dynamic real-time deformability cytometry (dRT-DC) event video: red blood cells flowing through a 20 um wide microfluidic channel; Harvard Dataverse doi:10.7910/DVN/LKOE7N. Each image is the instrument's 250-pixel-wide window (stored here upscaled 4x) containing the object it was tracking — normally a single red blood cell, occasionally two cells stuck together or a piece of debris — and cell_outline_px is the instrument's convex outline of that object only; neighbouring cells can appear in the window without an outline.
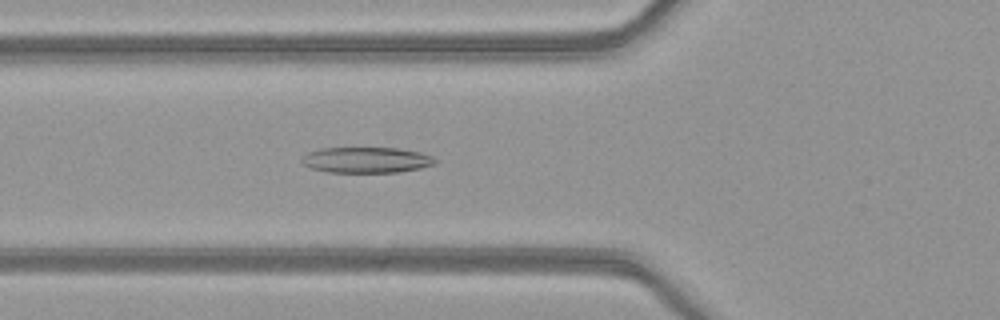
{"species": "common noctule bat (a hibernating species)", "species_latin": "Nyctalus noctula", "temperature_condition": "warm", "stored_images_in_passage": 48, "camera_frame_rate_fps": 3000, "um_per_image_px": 0.085, "animal": {"sex": "female", "body_mass_g": 21.9}, "frame": {"image": 1, "passage_image": 19, "time_ms": 6.0, "image_size_px": [1000, 320], "cell_outline_px": [[436, 164], [420, 168], [400, 172], [328, 172], [312, 168], [304, 164], [300, 160], [308, 152], [320, 148], [396, 148], [420, 152], [432, 156], [436, 160]], "centroid_in_image_um": [31.16, 13.6], "position_along_channel_um": 94.6, "area_um2": 19.94}}
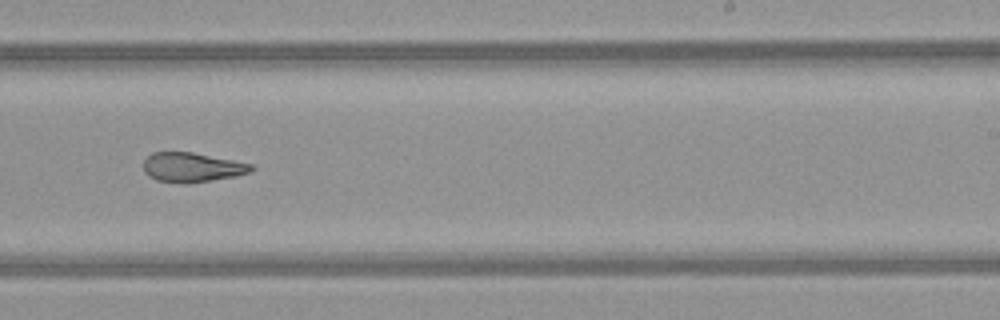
{"frame": {"image": 2, "passage_image": 32, "time_ms": 10.333, "image_size_px": [1000, 320], "cell_outline_px": [[256, 168], [252, 172], [236, 176], [188, 184], [184, 184], [156, 180], [148, 176], [144, 172], [144, 160], [152, 152], [192, 152], [252, 164]], "centroid_in_image_um": [16.33, 14.23], "position_along_channel_um": 272.7, "area_um2": 18.67}}
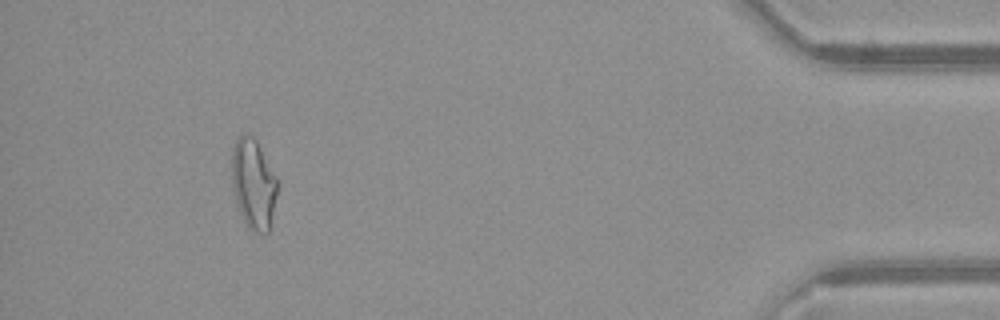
{"frame": {"image": 3, "passage_image": 47, "time_ms": 15.333, "image_size_px": [1000, 320], "cell_outline_px": [[280, 184], [268, 232], [256, 232], [248, 228], [240, 212], [232, 188], [232, 144], [236, 136], [240, 132], [248, 132], [256, 140], [276, 176]], "centroid_in_image_um": [21.54, 15.55], "position_along_channel_um": 413.7, "area_um2": 24.28}}